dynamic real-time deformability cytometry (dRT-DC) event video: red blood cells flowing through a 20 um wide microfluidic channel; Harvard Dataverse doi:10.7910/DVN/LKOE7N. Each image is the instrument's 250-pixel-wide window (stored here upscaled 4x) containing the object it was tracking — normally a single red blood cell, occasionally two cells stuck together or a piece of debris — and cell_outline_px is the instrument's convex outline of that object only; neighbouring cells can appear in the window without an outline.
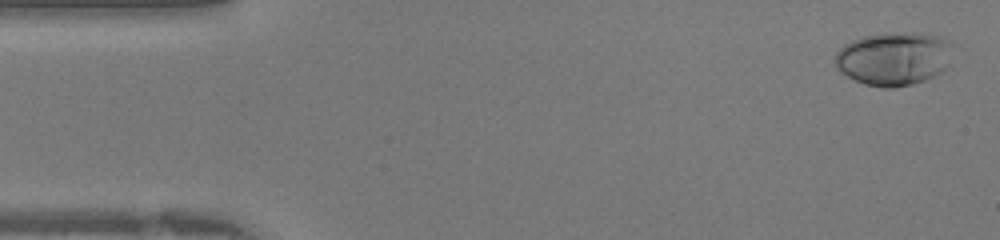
{"species": "human", "species_latin": "Homo sapiens", "temperature_condition": "warm", "stored_images_in_passage": 41, "camera_frame_rate_fps": 3000, "um_per_image_px": 0.085, "donor": {"sex": "female"}, "frame": {"image": 1, "passage_image": 1, "time_ms": 0.0, "image_size_px": [1000, 240], "cell_outline_px": [[956, 44], [948, 64], [940, 72], [924, 80], [912, 84], [892, 88], [884, 88], [864, 84], [840, 72], [836, 68], [832, 60], [836, 52], [844, 44], [852, 40], [864, 36], [884, 32], [924, 32], [944, 36], [952, 40]], "centroid_in_image_um": [76.01, 4.93], "position_along_channel_um": 9.0, "area_um2": 37.69}}
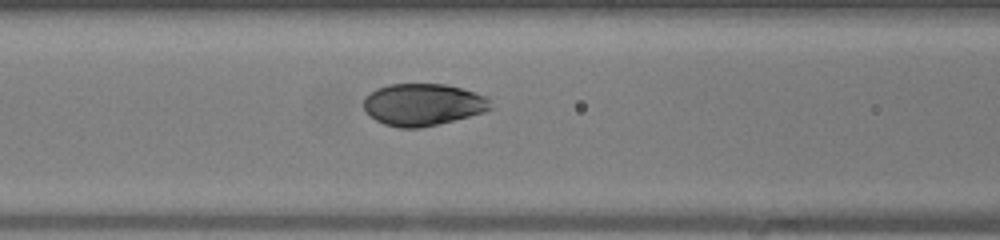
{"frame": {"image": 2, "passage_image": 16, "time_ms": 5.0, "image_size_px": [1000, 240], "cell_outline_px": [[492, 108], [484, 112], [420, 128], [400, 128], [384, 124], [376, 120], [364, 112], [364, 96], [376, 88], [388, 84], [448, 84], [488, 96]], "centroid_in_image_um": [35.92, 8.88], "position_along_channel_um": 130.7, "area_um2": 31.21}}
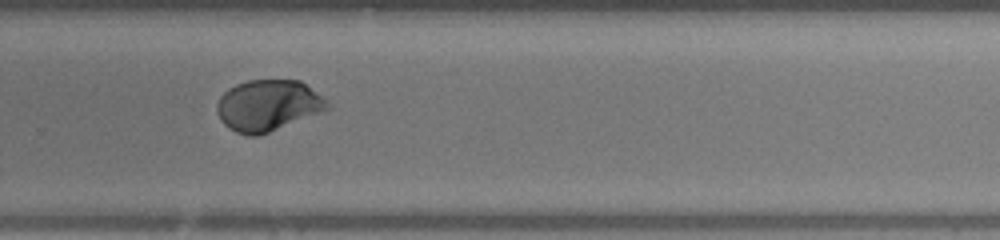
{"frame": {"image": 3, "passage_image": 27, "time_ms": 8.667, "image_size_px": [1000, 240], "cell_outline_px": [[332, 108], [260, 136], [248, 136], [236, 132], [228, 128], [220, 120], [216, 112], [216, 104], [220, 96], [228, 88], [236, 84], [248, 80], [300, 80], [328, 100], [332, 104]], "centroid_in_image_um": [22.79, 8.97], "position_along_channel_um": 307.0, "area_um2": 33.41}}